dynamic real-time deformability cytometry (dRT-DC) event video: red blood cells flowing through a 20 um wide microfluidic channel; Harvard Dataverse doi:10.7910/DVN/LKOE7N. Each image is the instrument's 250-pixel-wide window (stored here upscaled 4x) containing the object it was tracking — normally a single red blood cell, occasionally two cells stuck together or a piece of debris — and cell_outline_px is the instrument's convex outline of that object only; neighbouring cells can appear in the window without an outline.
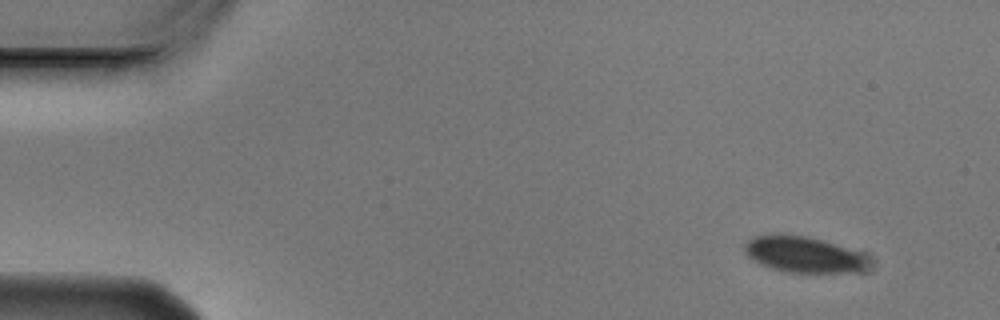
{"species": "Egyptian fruit bat (a non-hibernating species)", "species_latin": "Rousettus aegyptiacus", "temperature_condition": "cold", "stored_images_in_passage": 4, "camera_frame_rate_fps": 3000, "um_per_image_px": 0.085, "animal": {"sex": "male"}, "frame": {"image": 1, "passage_image": 1, "time_ms": 0.0, "image_size_px": [1000, 320], "cell_outline_px": [[868, 260], [864, 272], [788, 272], [772, 268], [760, 264], [748, 256], [744, 252], [744, 244], [752, 236], [780, 232], [808, 236], [864, 252], [868, 256]], "centroid_in_image_um": [68.31, 21.6], "position_along_channel_um": 16.7, "area_um2": 26.59}}
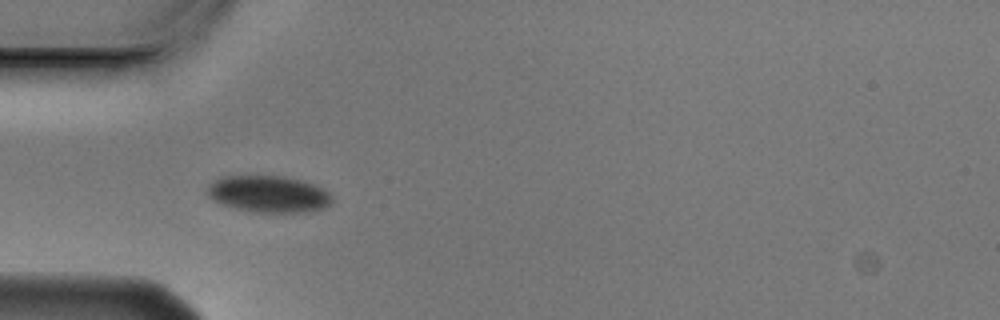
{"frame": {"image": 2, "passage_image": 4, "time_ms": 1.0, "image_size_px": [1000, 320], "cell_outline_px": [[332, 204], [324, 208], [304, 212], [256, 212], [236, 208], [220, 204], [208, 196], [204, 192], [208, 184], [224, 176], [284, 176], [300, 180], [312, 184], [328, 192], [332, 196]], "centroid_in_image_um": [22.79, 16.5], "position_along_channel_um": 62.2, "area_um2": 26.65}}